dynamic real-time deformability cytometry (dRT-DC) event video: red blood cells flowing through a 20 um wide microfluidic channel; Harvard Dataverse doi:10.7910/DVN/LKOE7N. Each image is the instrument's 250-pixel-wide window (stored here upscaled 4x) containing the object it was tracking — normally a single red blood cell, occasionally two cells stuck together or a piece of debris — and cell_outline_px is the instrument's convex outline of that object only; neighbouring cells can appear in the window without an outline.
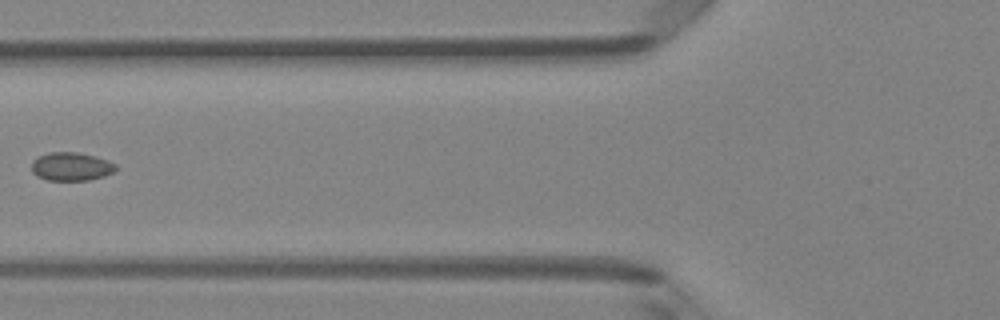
{"species": "Egyptian fruit bat (a non-hibernating species)", "species_latin": "Rousettus aegyptiacus", "temperature_condition": "room temperature", "stored_images_in_passage": 6, "camera_frame_rate_fps": 3000, "um_per_image_px": 0.085, "animal": {"sex": "female"}, "frame": {"image": 1, "passage_image": 5, "time_ms": 1.333, "image_size_px": [1000, 320], "cell_outline_px": [[116, 168], [112, 172], [104, 176], [88, 180], [48, 180], [36, 176], [32, 172], [32, 160], [36, 156], [48, 152], [76, 152], [108, 160], [116, 164]], "centroid_in_image_um": [6.0, 14.15], "position_along_channel_um": 119.8, "area_um2": 13.93}}
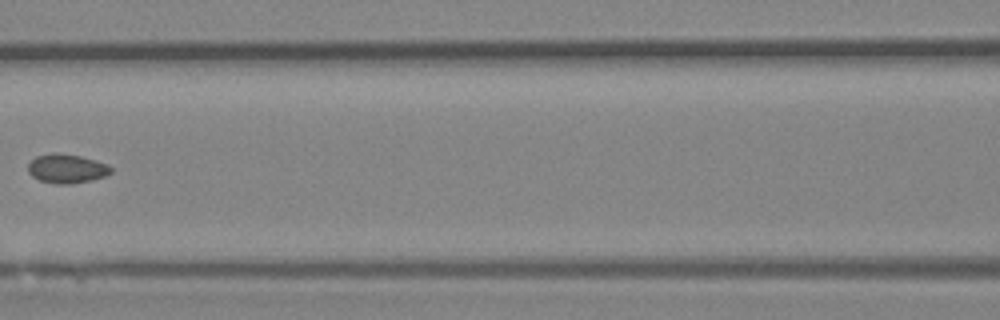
{"frame": {"image": 2, "passage_image": 6, "time_ms": 1.667, "image_size_px": [1000, 320], "cell_outline_px": [[112, 172], [104, 176], [92, 180], [72, 184], [56, 184], [40, 180], [32, 176], [28, 172], [28, 164], [36, 156], [52, 152], [56, 152], [80, 156], [96, 160], [108, 164], [112, 168]], "centroid_in_image_um": [5.67, 14.33], "position_along_channel_um": 160.9, "area_um2": 14.16}}